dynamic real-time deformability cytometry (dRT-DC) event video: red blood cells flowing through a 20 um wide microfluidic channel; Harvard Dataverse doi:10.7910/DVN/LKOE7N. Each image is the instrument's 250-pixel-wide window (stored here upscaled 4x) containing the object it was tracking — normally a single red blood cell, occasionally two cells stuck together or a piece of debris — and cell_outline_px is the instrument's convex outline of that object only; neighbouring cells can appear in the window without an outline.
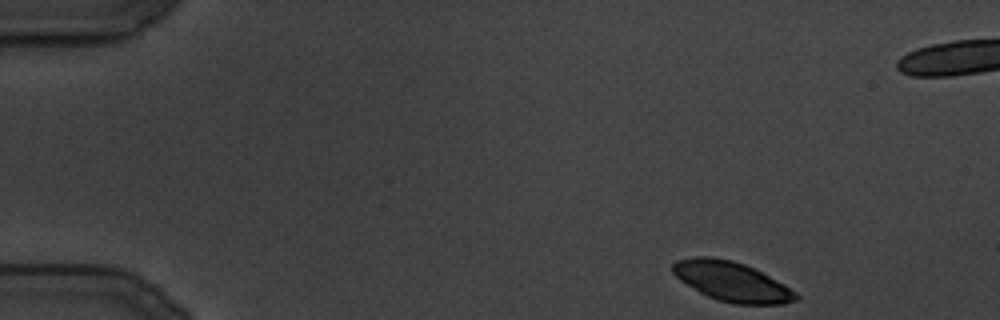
{"species": "common noctule bat (a hibernating species)", "species_latin": "Nyctalus noctula", "temperature_condition": "cold", "stored_images_in_passage": 112, "camera_frame_rate_fps": 3000, "um_per_image_px": 0.085, "animal": {"sex": "male", "body_mass_g": 19.5, "forearm_length_mm": 54.6}, "frame": {"image": 1, "passage_image": 1, "time_ms": 0.0, "image_size_px": [1000, 320], "cell_outline_px": [[800, 296], [796, 300], [784, 304], [736, 304], [720, 300], [708, 296], [700, 292], [680, 280], [672, 272], [672, 264], [676, 260], [692, 256], [712, 256], [732, 260], [744, 264], [784, 284], [796, 292]], "centroid_in_image_um": [62.18, 23.91], "position_along_channel_um": 22.8, "area_um2": 28.21}}